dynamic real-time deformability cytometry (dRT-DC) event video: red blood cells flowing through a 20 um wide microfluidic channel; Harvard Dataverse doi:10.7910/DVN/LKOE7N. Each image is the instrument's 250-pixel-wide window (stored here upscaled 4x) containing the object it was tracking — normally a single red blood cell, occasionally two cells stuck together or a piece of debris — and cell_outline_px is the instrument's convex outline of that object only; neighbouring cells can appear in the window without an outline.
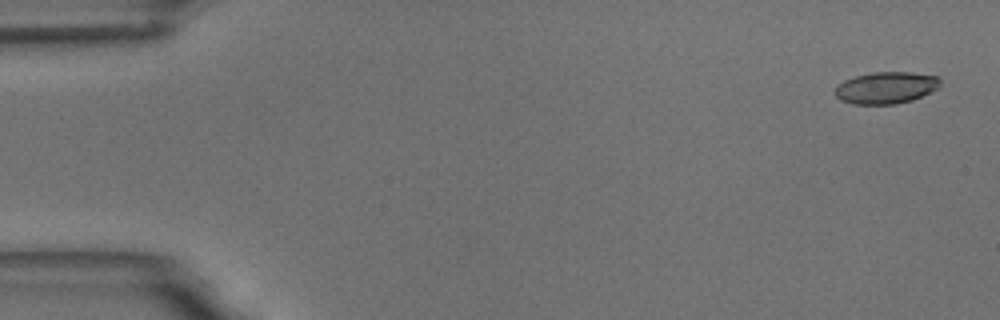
{"species": "common noctule bat (a hibernating species)", "species_latin": "Nyctalus noctula", "temperature_condition": "room temperature", "stored_images_in_passage": 5, "camera_frame_rate_fps": 3000, "um_per_image_px": 0.085, "animal": {"sex": "male", "body_mass_g": 18.8}, "frame": {"image": 1, "passage_image": 1, "time_ms": 0.0, "image_size_px": [1000, 320], "cell_outline_px": [[940, 84], [936, 88], [912, 100], [896, 104], [852, 104], [840, 100], [832, 92], [844, 80], [856, 76], [872, 72], [912, 72], [940, 76]], "centroid_in_image_um": [75.29, 7.45], "position_along_channel_um": 9.7, "area_um2": 19.48}}
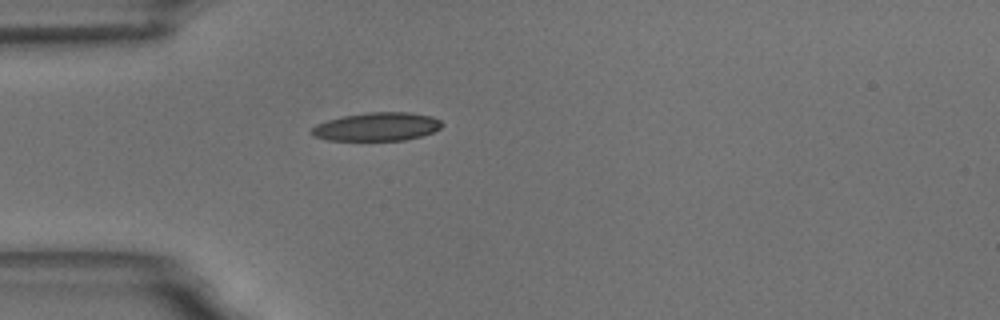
{"frame": {"image": 2, "passage_image": 5, "time_ms": 4.667, "image_size_px": [1000, 320], "cell_outline_px": [[444, 124], [440, 128], [432, 132], [420, 136], [404, 140], [328, 140], [312, 136], [308, 132], [316, 124], [328, 120], [344, 116], [368, 112], [408, 112], [432, 116], [440, 120]], "centroid_in_image_um": [32.02, 10.77], "position_along_channel_um": 53.0, "area_um2": 21.56}}